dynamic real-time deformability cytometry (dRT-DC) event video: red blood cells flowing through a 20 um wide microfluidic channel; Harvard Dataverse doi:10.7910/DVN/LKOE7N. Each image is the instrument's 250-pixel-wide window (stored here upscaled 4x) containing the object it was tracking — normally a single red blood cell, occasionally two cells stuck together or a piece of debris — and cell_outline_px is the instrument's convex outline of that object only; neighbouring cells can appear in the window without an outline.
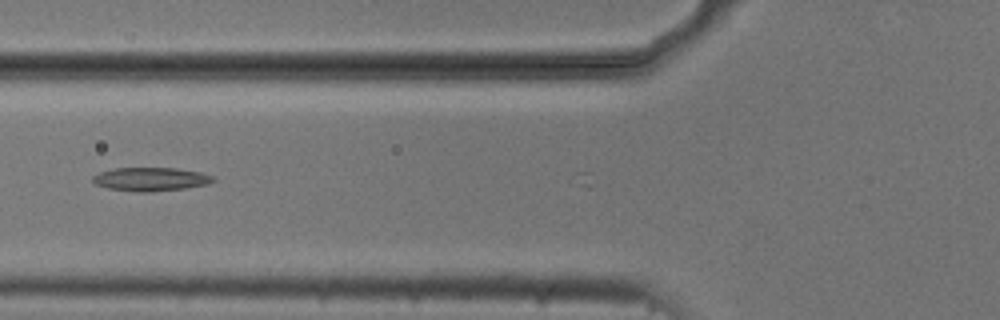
{"species": "common noctule bat (a hibernating species)", "species_latin": "Nyctalus noctula", "temperature_condition": "cold", "stored_images_in_passage": 3, "camera_frame_rate_fps": 3000, "um_per_image_px": 0.085, "animal": {"sex": "male", "body_mass_g": 20.5, "forearm_length_mm": 52.5}, "frame": {"image": 1, "passage_image": 2, "time_ms": 0.333, "image_size_px": [1000, 320], "cell_outline_px": [[216, 180], [208, 184], [184, 188], [152, 192], [136, 192], [108, 188], [96, 184], [92, 180], [92, 176], [100, 172], [112, 168], [176, 168], [200, 172], [216, 176]], "centroid_in_image_um": [12.83, 15.23], "position_along_channel_um": 113.0, "area_um2": 16.65}}